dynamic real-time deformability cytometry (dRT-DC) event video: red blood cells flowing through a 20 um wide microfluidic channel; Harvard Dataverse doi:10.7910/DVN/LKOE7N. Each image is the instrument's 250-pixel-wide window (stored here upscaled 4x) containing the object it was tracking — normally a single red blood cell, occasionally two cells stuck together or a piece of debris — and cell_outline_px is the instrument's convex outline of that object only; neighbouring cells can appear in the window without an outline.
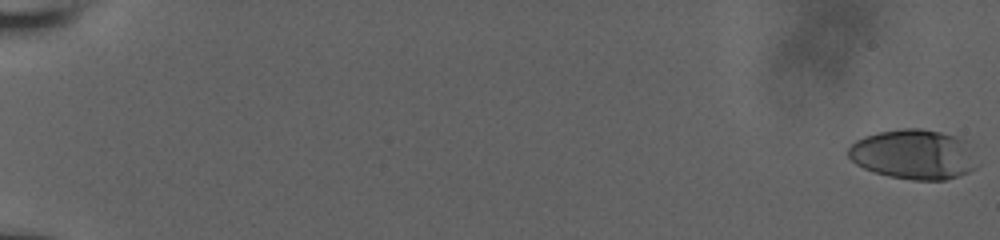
{"species": "human", "species_latin": "Homo sapiens", "temperature_condition": "room temperature", "stored_images_in_passage": 85, "camera_frame_rate_fps": 3000, "um_per_image_px": 0.085, "donor": {"sex": "male"}, "frame": {"image": 1, "passage_image": 1, "time_ms": 0.0, "image_size_px": [1000, 240], "cell_outline_px": [[980, 164], [976, 168], [968, 172], [944, 180], [912, 180], [888, 176], [864, 168], [856, 164], [848, 156], [848, 148], [856, 140], [864, 136], [876, 132], [900, 128], [920, 128], [940, 132], [956, 136], [964, 140]], "centroid_in_image_um": [77.66, 13.12], "position_along_channel_um": 7.3, "area_um2": 37.51}}
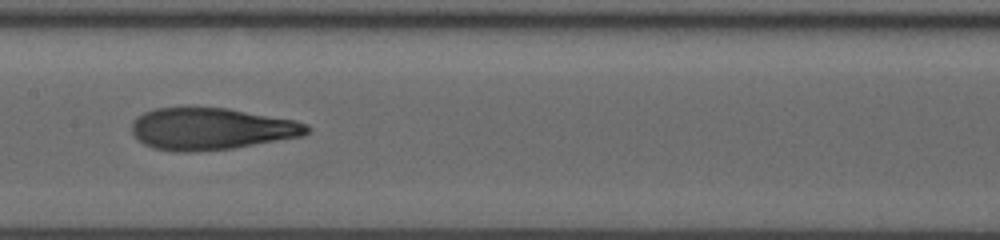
{"frame": {"image": 2, "passage_image": 36, "time_ms": 10.667, "image_size_px": [1000, 240], "cell_outline_px": [[312, 128], [304, 136], [232, 148], [188, 152], [176, 152], [156, 148], [144, 144], [136, 140], [132, 132], [132, 120], [136, 116], [144, 112], [156, 108], [228, 108], [296, 120], [308, 124]], "centroid_in_image_um": [17.96, 10.95], "position_along_channel_um": 189.4, "area_um2": 42.89}}
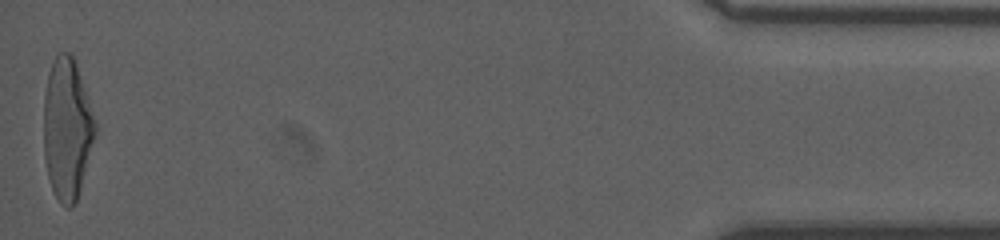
{"frame": {"image": 3, "passage_image": 84, "time_ms": 19.0, "image_size_px": [1000, 240], "cell_outline_px": [[96, 132], [80, 188], [76, 200], [72, 208], [68, 208], [60, 204], [52, 192], [48, 176], [44, 156], [44, 92], [48, 76], [52, 64], [56, 56], [60, 52], [68, 52], [72, 56], [76, 64], [96, 124]], "centroid_in_image_um": [5.68, 11.0], "position_along_channel_um": 429.5, "area_um2": 41.85}, "authors_computed_cell_mechanics": {"area_um2": 41.8472, "velocity_mm_per_s": 3.8763, "shape_relaxation_time_tau1_ms": 7.0296, "shape_relaxation_time_tau2_ms": 1.6056, "deformation_change_tau1": 0.2889, "deformation_change_tau2": 0.1109}}